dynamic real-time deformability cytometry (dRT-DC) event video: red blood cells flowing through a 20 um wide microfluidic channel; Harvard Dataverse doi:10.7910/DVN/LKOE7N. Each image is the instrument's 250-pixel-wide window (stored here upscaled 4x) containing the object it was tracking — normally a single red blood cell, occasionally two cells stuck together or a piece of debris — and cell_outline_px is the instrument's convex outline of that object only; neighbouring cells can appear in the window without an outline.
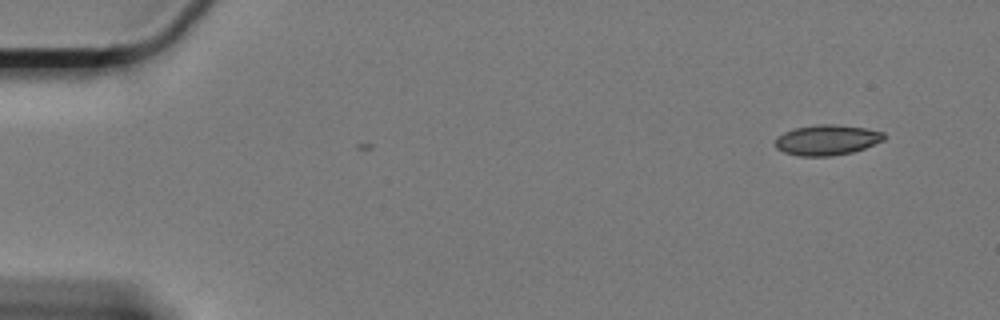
{"species": "Egyptian fruit bat (a non-hibernating species)", "species_latin": "Rousettus aegyptiacus", "temperature_condition": "cold", "stored_images_in_passage": 4, "camera_frame_rate_fps": 3000, "um_per_image_px": 0.085, "animal": {"sex": "female"}, "frame": {"image": 1, "passage_image": 4, "time_ms": 1.0, "image_size_px": [1000, 320], "cell_outline_px": [[884, 140], [864, 148], [852, 152], [832, 156], [800, 156], [784, 152], [776, 148], [776, 140], [784, 132], [796, 128], [868, 128], [884, 132]], "centroid_in_image_um": [70.31, 11.98], "position_along_channel_um": 14.7, "area_um2": 17.86}}